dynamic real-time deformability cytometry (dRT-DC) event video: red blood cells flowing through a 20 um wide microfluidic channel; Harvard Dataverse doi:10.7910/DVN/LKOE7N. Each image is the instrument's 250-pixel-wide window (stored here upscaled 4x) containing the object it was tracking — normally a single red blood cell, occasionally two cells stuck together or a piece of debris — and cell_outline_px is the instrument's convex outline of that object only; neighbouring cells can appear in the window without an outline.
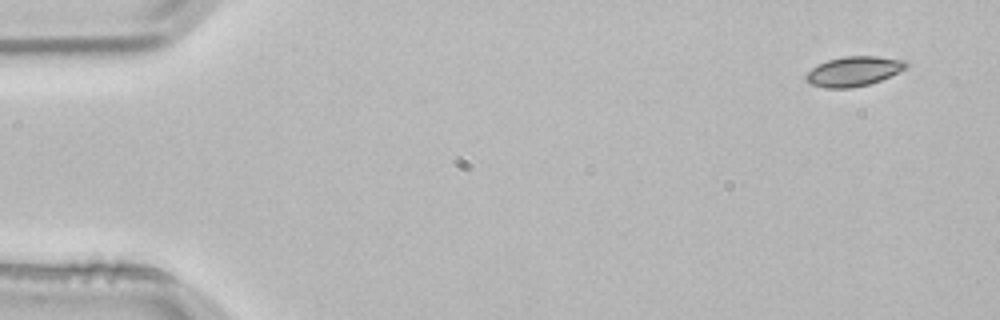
{"species": "common noctule bat (a hibernating species)", "species_latin": "Nyctalus noctula", "temperature_condition": "room temperature", "stored_images_in_passage": 6, "camera_frame_rate_fps": 3000, "um_per_image_px": 0.085, "animal": {"sex": "male", "body_mass_g": 21.5, "forearm_length_mm": 52.0}, "frame": {"image": 1, "passage_image": 1, "time_ms": 0.0, "image_size_px": [1000, 320], "cell_outline_px": [[908, 64], [904, 68], [880, 80], [868, 84], [848, 88], [824, 88], [808, 84], [804, 80], [804, 76], [812, 68], [828, 60], [844, 56], [876, 56], [904, 60]], "centroid_in_image_um": [72.48, 6.07], "position_along_channel_um": 12.5, "area_um2": 17.11}}
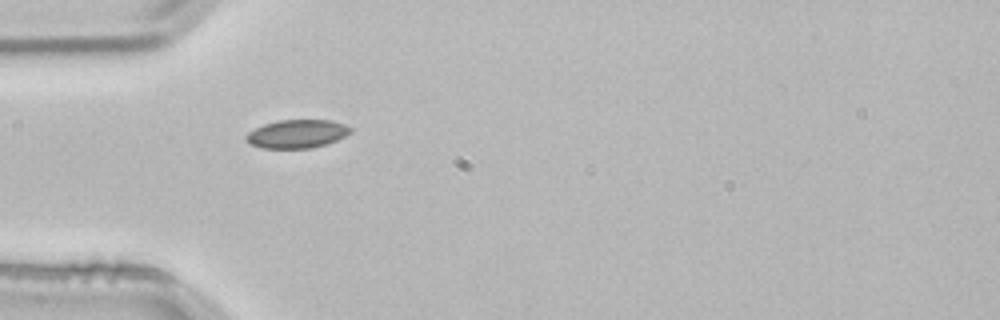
{"frame": {"image": 2, "passage_image": 4, "time_ms": 1.0, "image_size_px": [1000, 320], "cell_outline_px": [[352, 132], [336, 140], [312, 148], [260, 148], [248, 144], [244, 136], [248, 132], [264, 124], [276, 120], [332, 120], [344, 124], [352, 128]], "centroid_in_image_um": [25.21, 11.37], "position_along_channel_um": 59.8, "area_um2": 17.34}}